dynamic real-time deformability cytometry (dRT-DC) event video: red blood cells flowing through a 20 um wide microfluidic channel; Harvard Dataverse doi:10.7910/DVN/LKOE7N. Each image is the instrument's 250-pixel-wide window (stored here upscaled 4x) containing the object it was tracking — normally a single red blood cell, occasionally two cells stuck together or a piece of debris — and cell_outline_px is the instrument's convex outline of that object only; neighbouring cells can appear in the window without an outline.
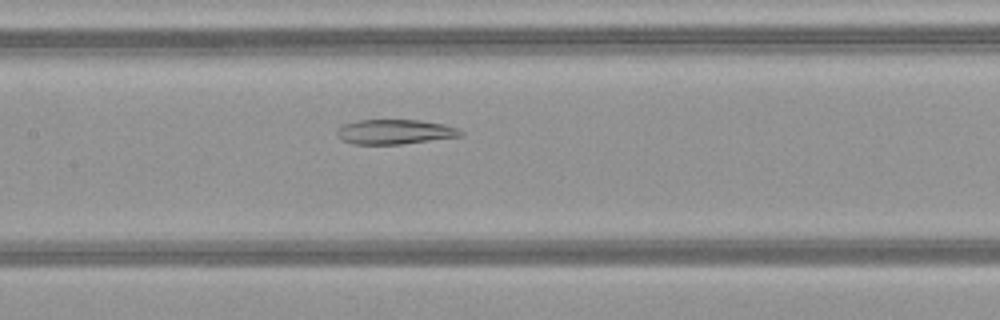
{"species": "common noctule bat (a hibernating species)", "species_latin": "Nyctalus noctula", "temperature_condition": "warm", "stored_images_in_passage": 33, "camera_frame_rate_fps": 3000, "um_per_image_px": 0.085, "animal": {"sex": "female", "body_mass_g": 21.9}, "frame": {"image": 1, "passage_image": 8, "time_ms": 2.333, "image_size_px": [1000, 320], "cell_outline_px": [[464, 136], [400, 144], [352, 144], [344, 140], [336, 132], [344, 124], [360, 120], [420, 120], [444, 124], [460, 128], [464, 132]], "centroid_in_image_um": [33.65, 11.2], "position_along_channel_um": 173.7, "area_um2": 17.74}}
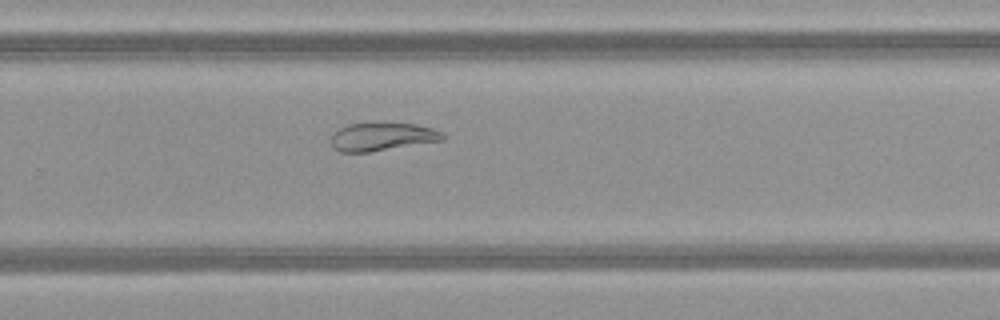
{"frame": {"image": 2, "passage_image": 17, "time_ms": 5.333, "image_size_px": [1000, 320], "cell_outline_px": [[448, 136], [444, 140], [368, 152], [340, 152], [332, 148], [332, 136], [340, 128], [348, 124], [380, 120], [416, 124], [432, 128], [444, 132]], "centroid_in_image_um": [32.53, 11.57], "position_along_channel_um": 297.3, "area_um2": 19.02}}
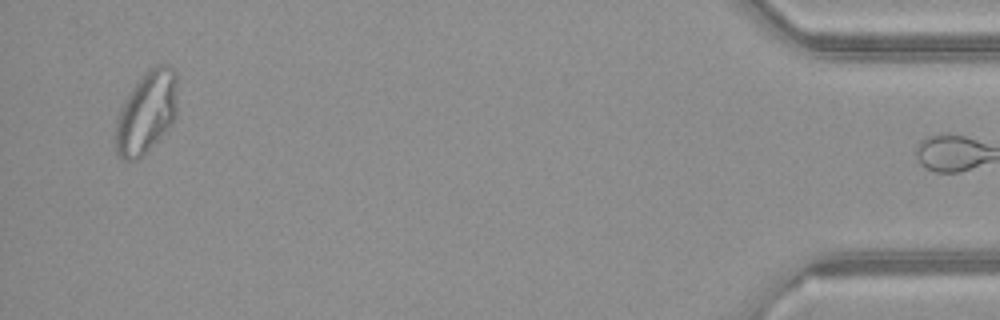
{"frame": {"image": 3, "passage_image": 32, "time_ms": 10.333, "image_size_px": [1000, 320], "cell_outline_px": [[176, 116], [172, 124], [136, 160], [124, 160], [116, 152], [116, 124], [120, 108], [132, 88], [144, 72], [148, 68], [156, 64], [168, 64], [176, 72]], "centroid_in_image_um": [12.46, 9.49], "position_along_channel_um": 422.7, "area_um2": 29.19}}